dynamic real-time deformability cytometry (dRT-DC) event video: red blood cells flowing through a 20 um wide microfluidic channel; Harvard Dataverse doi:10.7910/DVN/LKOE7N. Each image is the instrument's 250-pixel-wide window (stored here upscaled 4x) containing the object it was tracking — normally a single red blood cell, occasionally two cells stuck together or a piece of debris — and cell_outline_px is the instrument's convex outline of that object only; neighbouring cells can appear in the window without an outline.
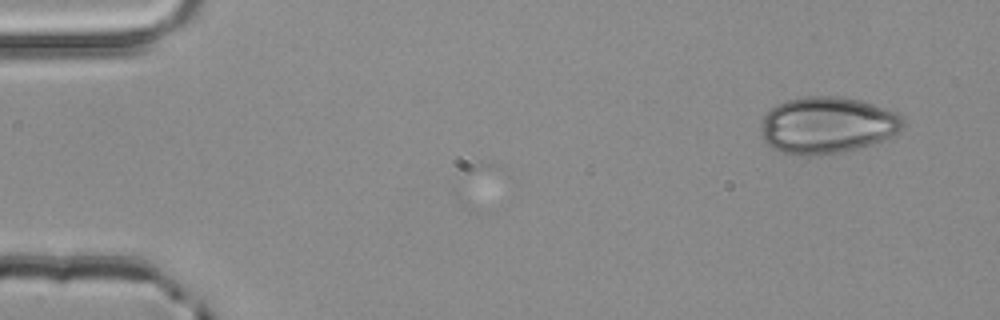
{"species": "common noctule bat (a hibernating species)", "species_latin": "Nyctalus noctula", "temperature_condition": "room temperature", "stored_images_in_passage": 2, "camera_frame_rate_fps": 3000, "um_per_image_px": 0.085, "animal": {"sex": "male", "body_mass_g": 20.4}, "frame": {"image": 1, "passage_image": 1, "time_ms": 0.0, "image_size_px": [1000, 320], "cell_outline_px": [[904, 128], [884, 140], [876, 144], [840, 152], [800, 156], [780, 152], [772, 148], [760, 136], [764, 116], [776, 104], [784, 100], [804, 96], [840, 96], [860, 100], [888, 108], [896, 112], [904, 120]], "centroid_in_image_um": [70.32, 10.63], "position_along_channel_um": 14.7, "area_um2": 47.34}}